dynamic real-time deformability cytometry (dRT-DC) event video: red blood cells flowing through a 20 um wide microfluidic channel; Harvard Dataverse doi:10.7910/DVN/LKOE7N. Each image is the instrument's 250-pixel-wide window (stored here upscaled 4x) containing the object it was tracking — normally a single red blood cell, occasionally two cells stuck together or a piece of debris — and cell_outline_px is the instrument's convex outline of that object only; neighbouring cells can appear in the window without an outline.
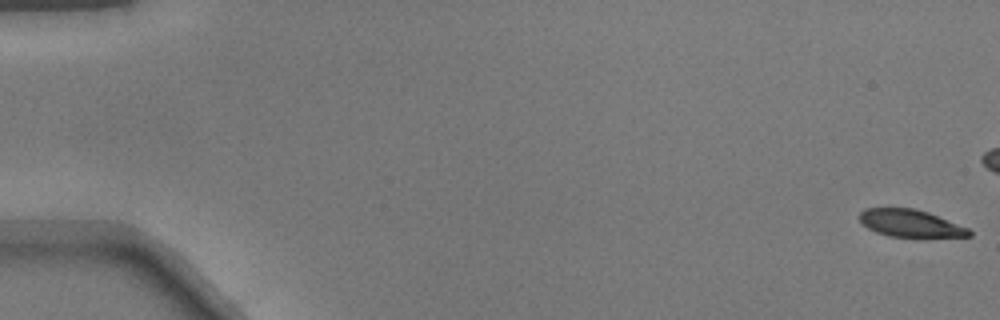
{"species": "common noctule bat (a hibernating species)", "species_latin": "Nyctalus noctula", "temperature_condition": "warm", "stored_images_in_passage": 10, "camera_frame_rate_fps": 3000, "um_per_image_px": 0.085, "animal": {"sex": "male", "body_mass_g": 17.9}, "frame": {"image": 1, "passage_image": 1, "time_ms": 0.0, "image_size_px": [1000, 320], "cell_outline_px": [[972, 236], [888, 236], [876, 232], [868, 228], [860, 220], [860, 212], [864, 208], [916, 208], [928, 212], [968, 228], [972, 232]], "centroid_in_image_um": [77.36, 18.96], "position_along_channel_um": 7.6, "area_um2": 17.11}}